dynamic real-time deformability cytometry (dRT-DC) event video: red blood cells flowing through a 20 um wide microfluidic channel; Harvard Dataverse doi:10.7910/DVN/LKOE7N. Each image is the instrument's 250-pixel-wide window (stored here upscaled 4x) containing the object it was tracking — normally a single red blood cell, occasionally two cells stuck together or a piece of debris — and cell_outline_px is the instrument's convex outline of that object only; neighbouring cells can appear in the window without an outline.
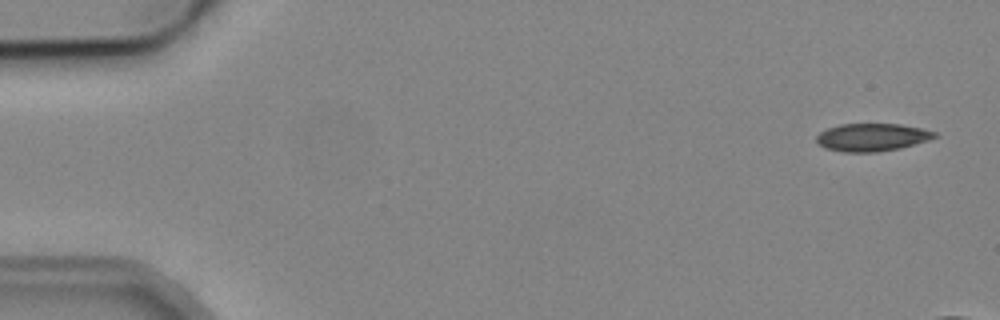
{"species": "common noctule bat (a hibernating species)", "species_latin": "Nyctalus noctula", "temperature_condition": "cold", "stored_images_in_passage": 13, "camera_frame_rate_fps": 3000, "um_per_image_px": 0.085, "animal": {"sex": "male", "body_mass_g": 19.2, "forearm_length_mm": 51.8}, "frame": {"image": 1, "passage_image": 1, "time_ms": 0.0, "image_size_px": [1000, 320], "cell_outline_px": [[940, 136], [928, 140], [900, 148], [876, 152], [844, 152], [824, 148], [816, 140], [816, 136], [820, 132], [828, 128], [840, 124], [900, 124], [920, 128], [936, 132]], "centroid_in_image_um": [74.13, 11.67], "position_along_channel_um": 10.9, "area_um2": 19.07}}
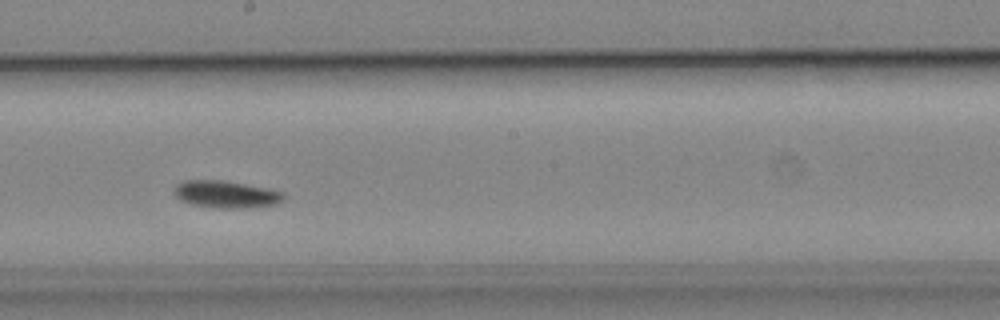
{"frame": {"image": 2, "passage_image": 10, "time_ms": 11.333, "image_size_px": [1000, 320], "cell_outline_px": [[284, 200], [276, 204], [244, 208], [216, 208], [192, 204], [180, 200], [176, 196], [176, 184], [184, 180], [220, 180], [244, 184], [284, 192]], "centroid_in_image_um": [19.21, 16.52], "position_along_channel_um": 229.0, "area_um2": 17.11}}
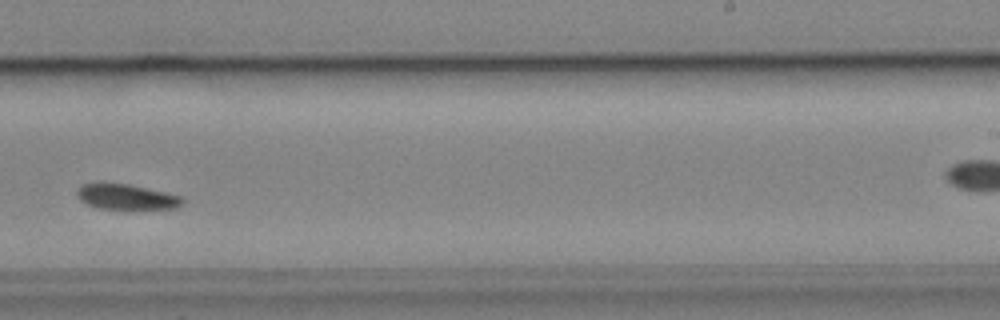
{"frame": {"image": 3, "passage_image": 11, "time_ms": 12.667, "image_size_px": [1000, 320], "cell_outline_px": [[184, 200], [176, 208], [132, 212], [96, 208], [80, 200], [76, 196], [76, 188], [80, 184], [128, 184], [164, 192], [180, 196]], "centroid_in_image_um": [10.73, 16.8], "position_along_channel_um": 278.3, "area_um2": 16.24}}